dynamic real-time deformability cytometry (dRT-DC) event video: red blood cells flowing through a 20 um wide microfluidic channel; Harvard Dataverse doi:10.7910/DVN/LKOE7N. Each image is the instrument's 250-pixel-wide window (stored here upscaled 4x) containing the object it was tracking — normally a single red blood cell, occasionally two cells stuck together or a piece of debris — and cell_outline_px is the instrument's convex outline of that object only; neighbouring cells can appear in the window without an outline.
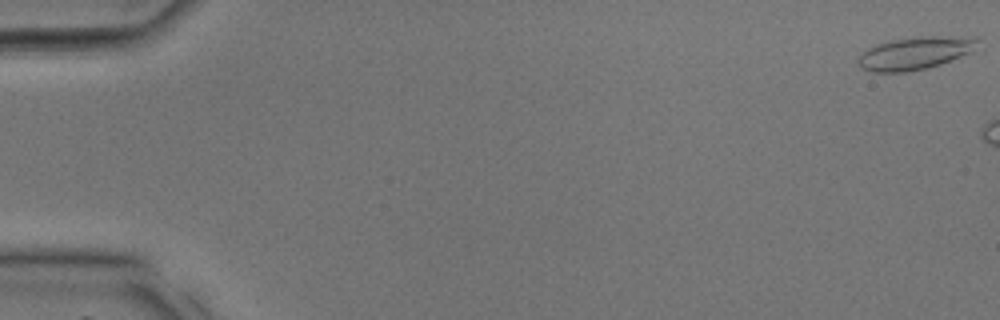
{"species": "common noctule bat (a hibernating species)", "species_latin": "Nyctalus noctula", "temperature_condition": "room temperature", "stored_images_in_passage": 5, "camera_frame_rate_fps": 3000, "um_per_image_px": 0.085, "animal": {"sex": "male", "body_mass_g": 17.9, "forearm_length_mm": 54.2}, "frame": {"image": 1, "passage_image": 1, "time_ms": 0.0, "image_size_px": [1000, 320], "cell_outline_px": [[980, 40], [968, 52], [960, 56], [940, 64], [908, 72], [872, 72], [860, 68], [856, 64], [856, 60], [868, 48], [876, 44], [888, 40], [928, 36], [976, 36]], "centroid_in_image_um": [77.72, 4.51], "position_along_channel_um": 7.3, "area_um2": 22.66}}